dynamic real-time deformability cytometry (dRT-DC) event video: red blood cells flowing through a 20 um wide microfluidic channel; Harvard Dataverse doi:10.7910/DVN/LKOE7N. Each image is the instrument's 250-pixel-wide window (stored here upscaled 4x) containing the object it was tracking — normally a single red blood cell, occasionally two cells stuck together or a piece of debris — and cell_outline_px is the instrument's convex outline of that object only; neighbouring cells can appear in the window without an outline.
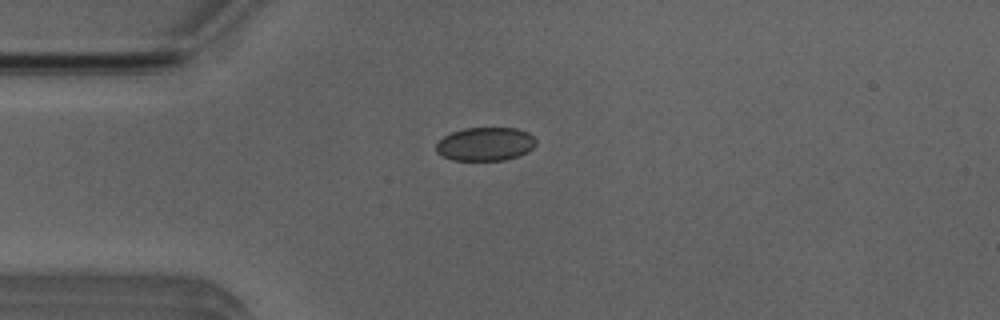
{"species": "Egyptian fruit bat (a non-hibernating species)", "species_latin": "Rousettus aegyptiacus", "temperature_condition": "room temperature", "stored_images_in_passage": 41, "camera_frame_rate_fps": 3000, "um_per_image_px": 0.085, "animal": {"sex": "male"}, "frame": {"image": 1, "passage_image": 2, "time_ms": 0.333, "image_size_px": [1000, 320], "cell_outline_px": [[536, 144], [528, 152], [520, 156], [504, 160], [452, 160], [436, 152], [436, 144], [444, 136], [452, 132], [464, 128], [516, 128], [528, 132], [536, 140]], "centroid_in_image_um": [41.27, 12.24], "position_along_channel_um": 43.7, "area_um2": 19.54}}
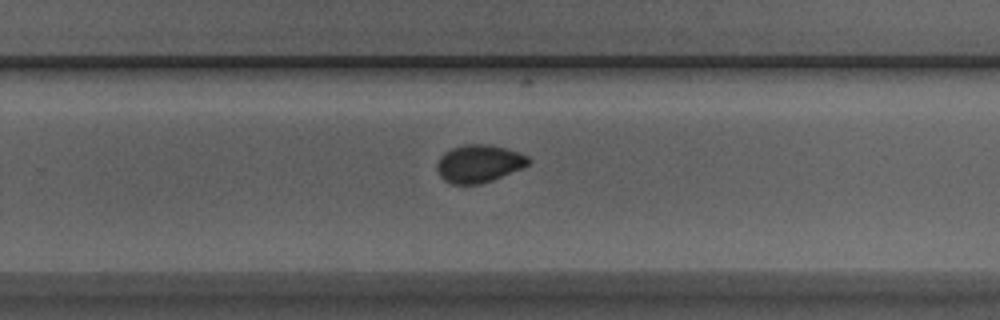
{"frame": {"image": 2, "passage_image": 22, "time_ms": 7.0, "image_size_px": [1000, 320], "cell_outline_px": [[532, 160], [524, 168], [492, 180], [480, 184], [452, 184], [444, 180], [440, 176], [436, 168], [436, 164], [440, 156], [444, 152], [452, 148], [468, 144], [488, 144], [508, 148], [528, 156]], "centroid_in_image_um": [40.72, 13.9], "position_along_channel_um": 289.1, "area_um2": 20.29}}
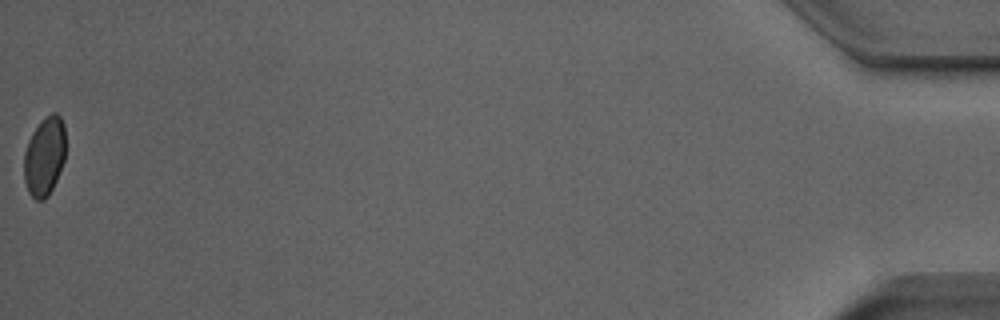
{"frame": {"image": 3, "passage_image": 41, "time_ms": 13.333, "image_size_px": [1000, 320], "cell_outline_px": [[64, 160], [56, 180], [48, 196], [44, 200], [36, 200], [28, 192], [24, 180], [24, 152], [28, 140], [32, 132], [52, 112], [56, 112], [60, 116], [64, 124]], "centroid_in_image_um": [3.77, 13.31], "position_along_channel_um": 431.4, "area_um2": 18.9}, "authors_computed_cell_mechanics": {"area_um2": 19.941, "velocity_mm_per_s": 3.9438, "shape_relaxation_time_tau1_ms": 4.9507, "shape_relaxation_time_tau2_ms": null, "deformation_change_tau1": 0.0875, "deformation_change_tau2": null}}